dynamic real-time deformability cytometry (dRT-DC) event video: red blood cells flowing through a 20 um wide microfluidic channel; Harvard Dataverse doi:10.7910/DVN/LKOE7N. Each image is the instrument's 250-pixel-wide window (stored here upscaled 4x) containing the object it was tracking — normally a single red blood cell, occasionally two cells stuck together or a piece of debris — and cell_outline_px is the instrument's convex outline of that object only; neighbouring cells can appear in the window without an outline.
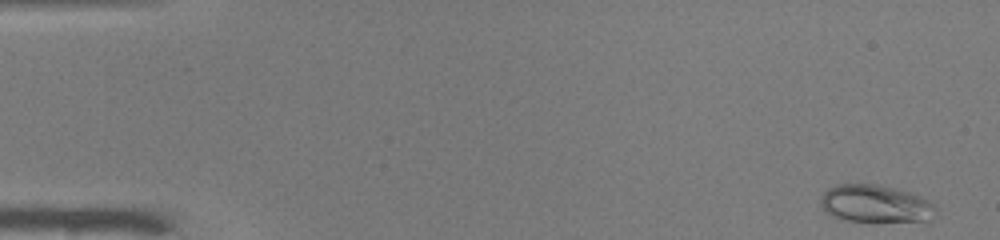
{"species": "common noctule bat (a hibernating species)", "species_latin": "Nyctalus noctula", "temperature_condition": "warm", "stored_images_in_passage": 51, "camera_frame_rate_fps": 3000, "um_per_image_px": 0.085, "animal": {"sex": "male", "body_mass_g": 19.0, "forearm_length_mm": 50.8}, "frame": {"image": 1, "passage_image": 2, "time_ms": 0.333, "image_size_px": [1000, 240], "cell_outline_px": [[936, 208], [932, 220], [840, 220], [824, 212], [820, 204], [820, 196], [828, 188], [836, 184], [876, 184], [908, 192], [920, 196], [928, 200]], "centroid_in_image_um": [74.33, 17.3], "position_along_channel_um": 10.7, "area_um2": 24.85}}
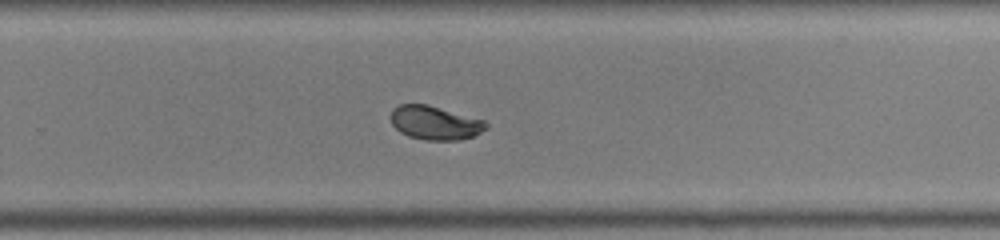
{"frame": {"image": 2, "passage_image": 34, "time_ms": 11.0, "image_size_px": [1000, 240], "cell_outline_px": [[488, 128], [472, 136], [460, 140], [424, 140], [408, 136], [400, 132], [392, 124], [392, 108], [400, 104], [428, 104], [484, 120], [488, 124]], "centroid_in_image_um": [36.97, 10.44], "position_along_channel_um": 292.8, "area_um2": 18.73}}
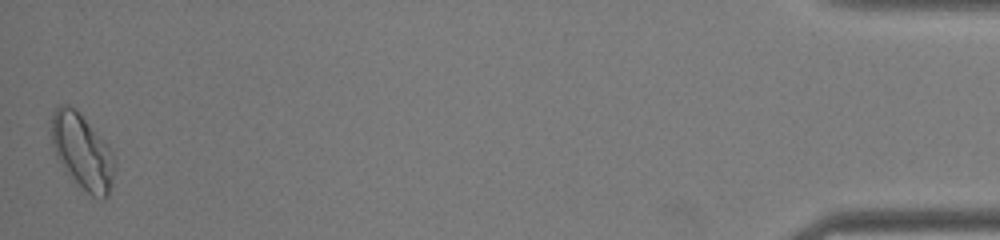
{"frame": {"image": 3, "passage_image": 51, "time_ms": 16.667, "image_size_px": [1000, 240], "cell_outline_px": [[116, 164], [112, 184], [108, 196], [104, 200], [92, 196], [72, 176], [56, 156], [52, 144], [52, 112], [56, 104], [68, 104], [76, 108], [108, 144], [112, 152]], "centroid_in_image_um": [7.02, 12.83], "position_along_channel_um": 428.2, "area_um2": 27.57}, "authors_computed_cell_mechanics": {"area_um2": 19.5942, "velocity_mm_per_s": 3.9344, "shape_relaxation_time_tau1_ms": 3.6345, "shape_relaxation_time_tau2_ms": null, "deformation_change_tau1": 0.1502, "deformation_change_tau2": null}}